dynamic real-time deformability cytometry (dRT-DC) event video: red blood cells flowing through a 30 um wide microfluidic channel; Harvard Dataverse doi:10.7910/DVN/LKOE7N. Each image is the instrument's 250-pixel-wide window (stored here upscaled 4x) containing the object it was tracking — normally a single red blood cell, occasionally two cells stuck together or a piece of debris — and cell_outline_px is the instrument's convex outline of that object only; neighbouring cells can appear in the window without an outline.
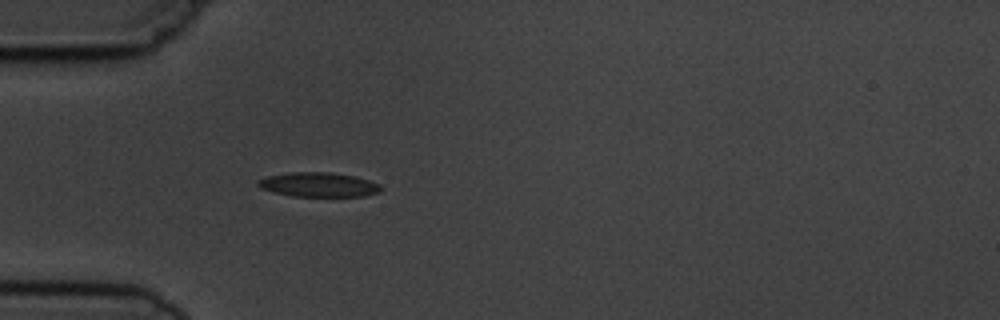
{"species": "common noctule bat (a hibernating species)", "species_latin": "Nyctalus noctula", "temperature_condition": "cold", "stored_images_in_passage": 1, "camera_frame_rate_fps": 3000, "um_per_image_px": 0.085, "animal": {"sex": "male", "body_mass_g": 19.5, "forearm_length_mm": 54.6}, "frame": {"image": 1, "passage_image": 1, "time_ms": 0.0, "image_size_px": [1000, 320], "cell_outline_px": [[384, 188], [380, 192], [364, 196], [292, 196], [272, 192], [260, 188], [256, 184], [256, 180], [268, 176], [288, 172], [328, 172], [356, 176], [380, 184]], "centroid_in_image_um": [27.07, 15.69], "position_along_channel_um": 57.9, "area_um2": 17.69}}